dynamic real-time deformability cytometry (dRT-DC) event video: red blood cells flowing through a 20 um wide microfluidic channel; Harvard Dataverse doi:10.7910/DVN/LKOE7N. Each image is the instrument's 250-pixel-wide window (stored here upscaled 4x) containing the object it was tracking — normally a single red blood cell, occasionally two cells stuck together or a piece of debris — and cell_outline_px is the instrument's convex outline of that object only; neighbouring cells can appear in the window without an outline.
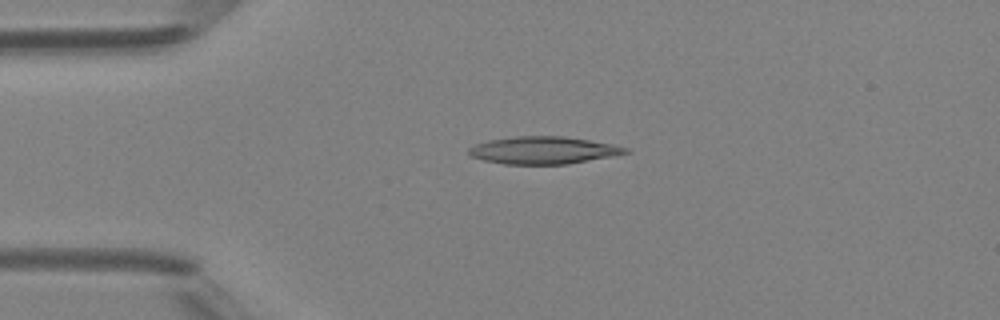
{"species": "Egyptian fruit bat (a non-hibernating species)", "species_latin": "Rousettus aegyptiacus", "temperature_condition": "room temperature", "stored_images_in_passage": 4, "camera_frame_rate_fps": 3000, "um_per_image_px": 0.085, "animal": {"sex": "female"}, "frame": {"image": 1, "passage_image": 3, "time_ms": 3.333, "image_size_px": [1000, 320], "cell_outline_px": [[628, 152], [568, 164], [504, 164], [484, 160], [472, 156], [468, 152], [468, 148], [476, 144], [488, 140], [516, 136], [564, 136], [612, 144], [628, 148]], "centroid_in_image_um": [46.13, 12.76], "position_along_channel_um": 38.9, "area_um2": 24.62}}